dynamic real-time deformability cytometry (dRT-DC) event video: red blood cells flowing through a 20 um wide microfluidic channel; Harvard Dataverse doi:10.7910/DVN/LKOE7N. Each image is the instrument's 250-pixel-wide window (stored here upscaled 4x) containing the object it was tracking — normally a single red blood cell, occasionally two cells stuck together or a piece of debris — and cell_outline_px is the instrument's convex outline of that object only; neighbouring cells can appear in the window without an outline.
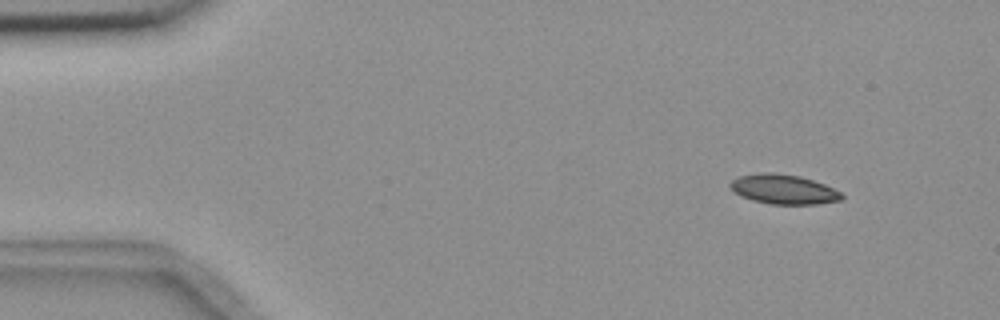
{"species": "common noctule bat (a hibernating species)", "species_latin": "Nyctalus noctula", "temperature_condition": "room temperature", "stored_images_in_passage": 2, "camera_frame_rate_fps": 3000, "um_per_image_px": 0.085, "animal": {"sex": "female", "body_mass_g": 18.4}, "frame": {"image": 1, "passage_image": 1, "time_ms": 0.0, "image_size_px": [1000, 320], "cell_outline_px": [[844, 196], [840, 200], [816, 204], [772, 204], [752, 200], [740, 196], [728, 184], [732, 180], [740, 176], [760, 172], [772, 172], [800, 176], [824, 184], [840, 192]], "centroid_in_image_um": [66.59, 16.08], "position_along_channel_um": 18.4, "area_um2": 19.07}}
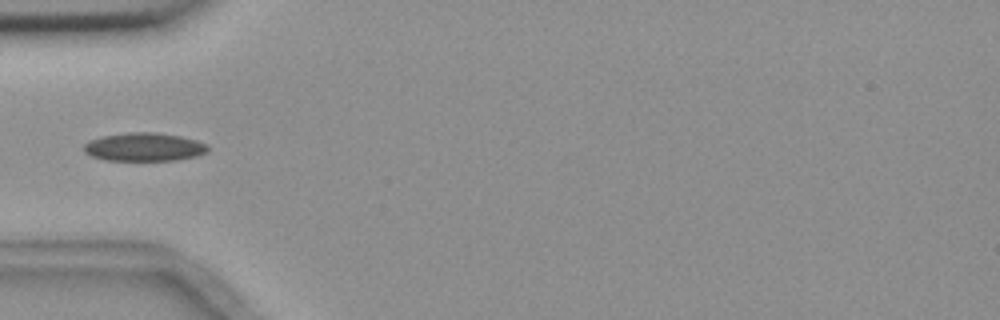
{"frame": {"image": 2, "passage_image": 2, "time_ms": 4.0, "image_size_px": [1000, 320], "cell_outline_px": [[208, 152], [196, 156], [176, 160], [104, 160], [92, 156], [84, 152], [84, 144], [88, 140], [100, 136], [128, 132], [156, 132], [180, 136], [196, 140], [208, 144]], "centroid_in_image_um": [12.24, 12.48], "position_along_channel_um": 72.8, "area_um2": 20.63}}